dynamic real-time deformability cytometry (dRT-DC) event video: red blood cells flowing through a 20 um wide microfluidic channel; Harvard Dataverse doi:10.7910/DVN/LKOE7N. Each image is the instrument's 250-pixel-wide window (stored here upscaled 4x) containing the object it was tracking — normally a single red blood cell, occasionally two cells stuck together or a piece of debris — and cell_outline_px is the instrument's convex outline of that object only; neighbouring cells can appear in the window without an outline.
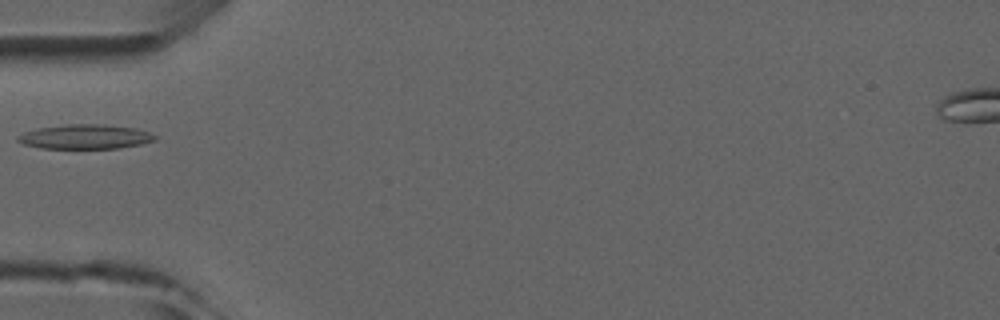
{"species": "common noctule bat (a hibernating species)", "species_latin": "Nyctalus noctula", "temperature_condition": "room temperature", "stored_images_in_passage": 2, "camera_frame_rate_fps": 3000, "um_per_image_px": 0.085, "animal": {"sex": "male", "forearm_length_mm": 52.5}, "frame": {"image": 1, "passage_image": 1, "time_ms": 0.0, "image_size_px": [1000, 320], "cell_outline_px": [[156, 140], [140, 144], [120, 148], [40, 148], [24, 144], [16, 140], [16, 136], [24, 132], [40, 128], [64, 124], [104, 124], [136, 128], [148, 132], [156, 136]], "centroid_in_image_um": [7.23, 11.61], "position_along_channel_um": 77.8, "area_um2": 19.54}}
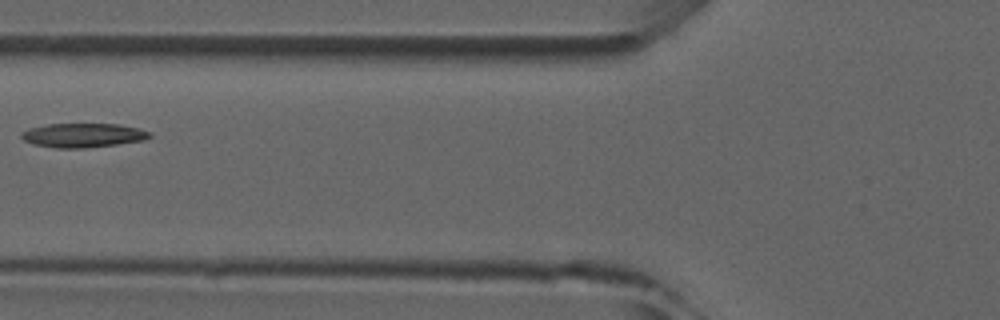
{"frame": {"image": 2, "passage_image": 2, "time_ms": 1.0, "image_size_px": [1000, 320], "cell_outline_px": [[152, 136], [144, 140], [116, 144], [84, 148], [56, 148], [32, 144], [24, 140], [20, 136], [20, 132], [28, 128], [44, 124], [120, 124], [140, 128], [152, 132]], "centroid_in_image_um": [7.05, 11.49], "position_along_channel_um": 118.8, "area_um2": 18.26}}